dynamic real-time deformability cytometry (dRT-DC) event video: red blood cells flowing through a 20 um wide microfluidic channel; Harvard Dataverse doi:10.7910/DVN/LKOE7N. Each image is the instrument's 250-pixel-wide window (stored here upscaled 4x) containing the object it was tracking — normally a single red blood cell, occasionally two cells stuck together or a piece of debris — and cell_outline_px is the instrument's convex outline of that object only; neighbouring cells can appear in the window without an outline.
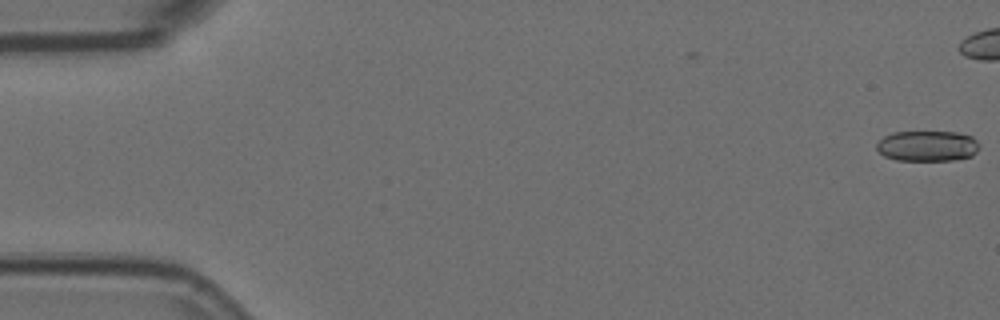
{"species": "Egyptian fruit bat (a non-hibernating species)", "species_latin": "Rousettus aegyptiacus", "temperature_condition": "room temperature", "stored_images_in_passage": 8, "camera_frame_rate_fps": 3000, "um_per_image_px": 0.085, "animal": {"sex": "female"}, "frame": {"image": 1, "passage_image": 1, "time_ms": 0.0, "image_size_px": [1000, 320], "cell_outline_px": [[980, 148], [972, 156], [952, 160], [896, 160], [884, 156], [876, 148], [876, 144], [884, 136], [892, 132], [956, 132], [972, 136], [980, 144]], "centroid_in_image_um": [78.84, 12.4], "position_along_channel_um": 6.2, "area_um2": 18.38}}